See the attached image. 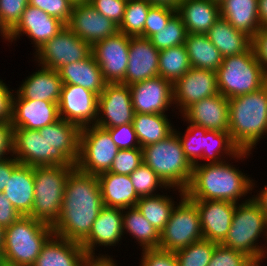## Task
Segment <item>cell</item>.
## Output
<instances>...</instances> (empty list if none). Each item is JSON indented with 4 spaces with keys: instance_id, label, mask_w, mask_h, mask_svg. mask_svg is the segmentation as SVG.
<instances>
[{
    "instance_id": "cell-1",
    "label": "cell",
    "mask_w": 267,
    "mask_h": 266,
    "mask_svg": "<svg viewBox=\"0 0 267 266\" xmlns=\"http://www.w3.org/2000/svg\"><path fill=\"white\" fill-rule=\"evenodd\" d=\"M103 207L98 177L75 168L66 180L60 215L51 226L54 234L81 244Z\"/></svg>"
},
{
    "instance_id": "cell-2",
    "label": "cell",
    "mask_w": 267,
    "mask_h": 266,
    "mask_svg": "<svg viewBox=\"0 0 267 266\" xmlns=\"http://www.w3.org/2000/svg\"><path fill=\"white\" fill-rule=\"evenodd\" d=\"M234 166L236 165L226 160L221 163L193 165L185 196L190 200L239 203L240 198L246 197L254 189L255 182Z\"/></svg>"
},
{
    "instance_id": "cell-3",
    "label": "cell",
    "mask_w": 267,
    "mask_h": 266,
    "mask_svg": "<svg viewBox=\"0 0 267 266\" xmlns=\"http://www.w3.org/2000/svg\"><path fill=\"white\" fill-rule=\"evenodd\" d=\"M229 135L244 151H251L267 135V84L255 92L228 99Z\"/></svg>"
},
{
    "instance_id": "cell-4",
    "label": "cell",
    "mask_w": 267,
    "mask_h": 266,
    "mask_svg": "<svg viewBox=\"0 0 267 266\" xmlns=\"http://www.w3.org/2000/svg\"><path fill=\"white\" fill-rule=\"evenodd\" d=\"M143 162L164 184L185 191L192 177L193 165L185 157L178 135L173 132L164 140L142 147Z\"/></svg>"
},
{
    "instance_id": "cell-5",
    "label": "cell",
    "mask_w": 267,
    "mask_h": 266,
    "mask_svg": "<svg viewBox=\"0 0 267 266\" xmlns=\"http://www.w3.org/2000/svg\"><path fill=\"white\" fill-rule=\"evenodd\" d=\"M216 76L219 93L228 99L255 92L267 84L252 46L242 54L224 57Z\"/></svg>"
},
{
    "instance_id": "cell-6",
    "label": "cell",
    "mask_w": 267,
    "mask_h": 266,
    "mask_svg": "<svg viewBox=\"0 0 267 266\" xmlns=\"http://www.w3.org/2000/svg\"><path fill=\"white\" fill-rule=\"evenodd\" d=\"M54 234L51 225L31 216H21L5 228V260L22 266H33L46 241Z\"/></svg>"
},
{
    "instance_id": "cell-7",
    "label": "cell",
    "mask_w": 267,
    "mask_h": 266,
    "mask_svg": "<svg viewBox=\"0 0 267 266\" xmlns=\"http://www.w3.org/2000/svg\"><path fill=\"white\" fill-rule=\"evenodd\" d=\"M76 166H35L34 202L28 216L53 225L58 219L68 176Z\"/></svg>"
},
{
    "instance_id": "cell-8",
    "label": "cell",
    "mask_w": 267,
    "mask_h": 266,
    "mask_svg": "<svg viewBox=\"0 0 267 266\" xmlns=\"http://www.w3.org/2000/svg\"><path fill=\"white\" fill-rule=\"evenodd\" d=\"M262 235L267 243V219L251 197L236 204L230 230L221 245L247 256L259 255L267 252L266 246L258 245Z\"/></svg>"
},
{
    "instance_id": "cell-9",
    "label": "cell",
    "mask_w": 267,
    "mask_h": 266,
    "mask_svg": "<svg viewBox=\"0 0 267 266\" xmlns=\"http://www.w3.org/2000/svg\"><path fill=\"white\" fill-rule=\"evenodd\" d=\"M179 203L160 233L159 249L176 252L203 239L197 206L178 189Z\"/></svg>"
},
{
    "instance_id": "cell-10",
    "label": "cell",
    "mask_w": 267,
    "mask_h": 266,
    "mask_svg": "<svg viewBox=\"0 0 267 266\" xmlns=\"http://www.w3.org/2000/svg\"><path fill=\"white\" fill-rule=\"evenodd\" d=\"M13 156L28 166H76L59 149L50 145L45 127L38 130L13 128Z\"/></svg>"
},
{
    "instance_id": "cell-11",
    "label": "cell",
    "mask_w": 267,
    "mask_h": 266,
    "mask_svg": "<svg viewBox=\"0 0 267 266\" xmlns=\"http://www.w3.org/2000/svg\"><path fill=\"white\" fill-rule=\"evenodd\" d=\"M110 133L96 125L81 128L80 153L76 168L98 176L108 172L118 152Z\"/></svg>"
},
{
    "instance_id": "cell-12",
    "label": "cell",
    "mask_w": 267,
    "mask_h": 266,
    "mask_svg": "<svg viewBox=\"0 0 267 266\" xmlns=\"http://www.w3.org/2000/svg\"><path fill=\"white\" fill-rule=\"evenodd\" d=\"M38 67L59 70L62 66L81 61L91 53V45L76 36L67 26L36 50Z\"/></svg>"
},
{
    "instance_id": "cell-13",
    "label": "cell",
    "mask_w": 267,
    "mask_h": 266,
    "mask_svg": "<svg viewBox=\"0 0 267 266\" xmlns=\"http://www.w3.org/2000/svg\"><path fill=\"white\" fill-rule=\"evenodd\" d=\"M130 37L122 32L97 41L91 46L92 55L107 83H121L129 60Z\"/></svg>"
},
{
    "instance_id": "cell-14",
    "label": "cell",
    "mask_w": 267,
    "mask_h": 266,
    "mask_svg": "<svg viewBox=\"0 0 267 266\" xmlns=\"http://www.w3.org/2000/svg\"><path fill=\"white\" fill-rule=\"evenodd\" d=\"M98 97L95 92L82 86L63 84L58 103L60 118L80 128L95 125Z\"/></svg>"
},
{
    "instance_id": "cell-15",
    "label": "cell",
    "mask_w": 267,
    "mask_h": 266,
    "mask_svg": "<svg viewBox=\"0 0 267 266\" xmlns=\"http://www.w3.org/2000/svg\"><path fill=\"white\" fill-rule=\"evenodd\" d=\"M134 109L128 85L107 83L98 97L96 126L107 129L132 123Z\"/></svg>"
},
{
    "instance_id": "cell-16",
    "label": "cell",
    "mask_w": 267,
    "mask_h": 266,
    "mask_svg": "<svg viewBox=\"0 0 267 266\" xmlns=\"http://www.w3.org/2000/svg\"><path fill=\"white\" fill-rule=\"evenodd\" d=\"M123 209L104 206L93 223L89 236L81 243L86 255L91 260H112L108 254L95 255L99 246H115L122 240Z\"/></svg>"
},
{
    "instance_id": "cell-17",
    "label": "cell",
    "mask_w": 267,
    "mask_h": 266,
    "mask_svg": "<svg viewBox=\"0 0 267 266\" xmlns=\"http://www.w3.org/2000/svg\"><path fill=\"white\" fill-rule=\"evenodd\" d=\"M135 113L164 114L173 105V83L156 76L129 86Z\"/></svg>"
},
{
    "instance_id": "cell-18",
    "label": "cell",
    "mask_w": 267,
    "mask_h": 266,
    "mask_svg": "<svg viewBox=\"0 0 267 266\" xmlns=\"http://www.w3.org/2000/svg\"><path fill=\"white\" fill-rule=\"evenodd\" d=\"M219 94L216 72L191 68L173 83L174 108L182 114L193 103Z\"/></svg>"
},
{
    "instance_id": "cell-19",
    "label": "cell",
    "mask_w": 267,
    "mask_h": 266,
    "mask_svg": "<svg viewBox=\"0 0 267 266\" xmlns=\"http://www.w3.org/2000/svg\"><path fill=\"white\" fill-rule=\"evenodd\" d=\"M66 26L91 46L119 31L118 25L99 13L89 3L74 4Z\"/></svg>"
},
{
    "instance_id": "cell-20",
    "label": "cell",
    "mask_w": 267,
    "mask_h": 266,
    "mask_svg": "<svg viewBox=\"0 0 267 266\" xmlns=\"http://www.w3.org/2000/svg\"><path fill=\"white\" fill-rule=\"evenodd\" d=\"M65 26L66 24L58 18L28 4L22 13L21 19L11 30L12 42L26 34L31 39V43L33 42L35 50H37Z\"/></svg>"
},
{
    "instance_id": "cell-21",
    "label": "cell",
    "mask_w": 267,
    "mask_h": 266,
    "mask_svg": "<svg viewBox=\"0 0 267 266\" xmlns=\"http://www.w3.org/2000/svg\"><path fill=\"white\" fill-rule=\"evenodd\" d=\"M199 211L203 239L221 244L230 230L237 203L217 200H191Z\"/></svg>"
},
{
    "instance_id": "cell-22",
    "label": "cell",
    "mask_w": 267,
    "mask_h": 266,
    "mask_svg": "<svg viewBox=\"0 0 267 266\" xmlns=\"http://www.w3.org/2000/svg\"><path fill=\"white\" fill-rule=\"evenodd\" d=\"M159 52L149 38L130 37L128 66L121 83L130 86L158 76Z\"/></svg>"
},
{
    "instance_id": "cell-23",
    "label": "cell",
    "mask_w": 267,
    "mask_h": 266,
    "mask_svg": "<svg viewBox=\"0 0 267 266\" xmlns=\"http://www.w3.org/2000/svg\"><path fill=\"white\" fill-rule=\"evenodd\" d=\"M59 119L58 103L23 99L14 92L11 120L13 128L38 130Z\"/></svg>"
},
{
    "instance_id": "cell-24",
    "label": "cell",
    "mask_w": 267,
    "mask_h": 266,
    "mask_svg": "<svg viewBox=\"0 0 267 266\" xmlns=\"http://www.w3.org/2000/svg\"><path fill=\"white\" fill-rule=\"evenodd\" d=\"M180 116L189 123L204 127L207 130L228 132V98L220 93L204 98L193 103Z\"/></svg>"
},
{
    "instance_id": "cell-25",
    "label": "cell",
    "mask_w": 267,
    "mask_h": 266,
    "mask_svg": "<svg viewBox=\"0 0 267 266\" xmlns=\"http://www.w3.org/2000/svg\"><path fill=\"white\" fill-rule=\"evenodd\" d=\"M90 261L80 243L53 234L33 266H86Z\"/></svg>"
},
{
    "instance_id": "cell-26",
    "label": "cell",
    "mask_w": 267,
    "mask_h": 266,
    "mask_svg": "<svg viewBox=\"0 0 267 266\" xmlns=\"http://www.w3.org/2000/svg\"><path fill=\"white\" fill-rule=\"evenodd\" d=\"M62 85L57 70L41 66L39 70L26 77L15 93L23 99L59 103Z\"/></svg>"
},
{
    "instance_id": "cell-27",
    "label": "cell",
    "mask_w": 267,
    "mask_h": 266,
    "mask_svg": "<svg viewBox=\"0 0 267 266\" xmlns=\"http://www.w3.org/2000/svg\"><path fill=\"white\" fill-rule=\"evenodd\" d=\"M103 205L113 208L136 207L140 197L135 192L129 175L104 172L98 176Z\"/></svg>"
},
{
    "instance_id": "cell-28",
    "label": "cell",
    "mask_w": 267,
    "mask_h": 266,
    "mask_svg": "<svg viewBox=\"0 0 267 266\" xmlns=\"http://www.w3.org/2000/svg\"><path fill=\"white\" fill-rule=\"evenodd\" d=\"M176 11L191 34H206L220 17L219 4L212 0H182Z\"/></svg>"
},
{
    "instance_id": "cell-29",
    "label": "cell",
    "mask_w": 267,
    "mask_h": 266,
    "mask_svg": "<svg viewBox=\"0 0 267 266\" xmlns=\"http://www.w3.org/2000/svg\"><path fill=\"white\" fill-rule=\"evenodd\" d=\"M21 216H28L34 202V167L20 164L11 174L3 190Z\"/></svg>"
},
{
    "instance_id": "cell-30",
    "label": "cell",
    "mask_w": 267,
    "mask_h": 266,
    "mask_svg": "<svg viewBox=\"0 0 267 266\" xmlns=\"http://www.w3.org/2000/svg\"><path fill=\"white\" fill-rule=\"evenodd\" d=\"M58 72L63 84L79 85L97 95L107 84L92 53L81 61L62 66Z\"/></svg>"
},
{
    "instance_id": "cell-31",
    "label": "cell",
    "mask_w": 267,
    "mask_h": 266,
    "mask_svg": "<svg viewBox=\"0 0 267 266\" xmlns=\"http://www.w3.org/2000/svg\"><path fill=\"white\" fill-rule=\"evenodd\" d=\"M209 40L223 57L239 55L252 46V38L245 32L235 29L221 16L206 33Z\"/></svg>"
},
{
    "instance_id": "cell-32",
    "label": "cell",
    "mask_w": 267,
    "mask_h": 266,
    "mask_svg": "<svg viewBox=\"0 0 267 266\" xmlns=\"http://www.w3.org/2000/svg\"><path fill=\"white\" fill-rule=\"evenodd\" d=\"M219 10L222 18L251 38L261 29L258 0H224L219 4Z\"/></svg>"
},
{
    "instance_id": "cell-33",
    "label": "cell",
    "mask_w": 267,
    "mask_h": 266,
    "mask_svg": "<svg viewBox=\"0 0 267 266\" xmlns=\"http://www.w3.org/2000/svg\"><path fill=\"white\" fill-rule=\"evenodd\" d=\"M80 134L79 126L61 118L45 126V137L50 145L59 149L75 165L80 153Z\"/></svg>"
},
{
    "instance_id": "cell-34",
    "label": "cell",
    "mask_w": 267,
    "mask_h": 266,
    "mask_svg": "<svg viewBox=\"0 0 267 266\" xmlns=\"http://www.w3.org/2000/svg\"><path fill=\"white\" fill-rule=\"evenodd\" d=\"M164 114L135 113L133 126L140 148L157 143L174 132V125Z\"/></svg>"
},
{
    "instance_id": "cell-35",
    "label": "cell",
    "mask_w": 267,
    "mask_h": 266,
    "mask_svg": "<svg viewBox=\"0 0 267 266\" xmlns=\"http://www.w3.org/2000/svg\"><path fill=\"white\" fill-rule=\"evenodd\" d=\"M185 46L192 68L216 72L221 66L224 57L206 34L188 33Z\"/></svg>"
},
{
    "instance_id": "cell-36",
    "label": "cell",
    "mask_w": 267,
    "mask_h": 266,
    "mask_svg": "<svg viewBox=\"0 0 267 266\" xmlns=\"http://www.w3.org/2000/svg\"><path fill=\"white\" fill-rule=\"evenodd\" d=\"M128 232L142 250L159 248L160 233L136 207L123 209V233Z\"/></svg>"
},
{
    "instance_id": "cell-37",
    "label": "cell",
    "mask_w": 267,
    "mask_h": 266,
    "mask_svg": "<svg viewBox=\"0 0 267 266\" xmlns=\"http://www.w3.org/2000/svg\"><path fill=\"white\" fill-rule=\"evenodd\" d=\"M252 151L240 150L231 140L229 132L211 131L206 132V149L203 151V159L207 162L199 164H213L225 161L226 156L233 160H244ZM223 155V156H222ZM224 155H226L224 157Z\"/></svg>"
},
{
    "instance_id": "cell-38",
    "label": "cell",
    "mask_w": 267,
    "mask_h": 266,
    "mask_svg": "<svg viewBox=\"0 0 267 266\" xmlns=\"http://www.w3.org/2000/svg\"><path fill=\"white\" fill-rule=\"evenodd\" d=\"M176 203L171 196L157 193L154 196L140 197L136 208L161 233L169 221L171 212L177 205Z\"/></svg>"
},
{
    "instance_id": "cell-39",
    "label": "cell",
    "mask_w": 267,
    "mask_h": 266,
    "mask_svg": "<svg viewBox=\"0 0 267 266\" xmlns=\"http://www.w3.org/2000/svg\"><path fill=\"white\" fill-rule=\"evenodd\" d=\"M191 68L185 44L159 52L158 76L174 83Z\"/></svg>"
},
{
    "instance_id": "cell-40",
    "label": "cell",
    "mask_w": 267,
    "mask_h": 266,
    "mask_svg": "<svg viewBox=\"0 0 267 266\" xmlns=\"http://www.w3.org/2000/svg\"><path fill=\"white\" fill-rule=\"evenodd\" d=\"M151 4L146 0H127L119 32L129 37H144V25Z\"/></svg>"
},
{
    "instance_id": "cell-41",
    "label": "cell",
    "mask_w": 267,
    "mask_h": 266,
    "mask_svg": "<svg viewBox=\"0 0 267 266\" xmlns=\"http://www.w3.org/2000/svg\"><path fill=\"white\" fill-rule=\"evenodd\" d=\"M184 133H180L177 129L174 132L178 135L182 145L185 157L190 161L192 165L199 164L200 159L203 160V151L206 149V132L208 131L204 127L189 123Z\"/></svg>"
},
{
    "instance_id": "cell-42",
    "label": "cell",
    "mask_w": 267,
    "mask_h": 266,
    "mask_svg": "<svg viewBox=\"0 0 267 266\" xmlns=\"http://www.w3.org/2000/svg\"><path fill=\"white\" fill-rule=\"evenodd\" d=\"M186 27L181 17L176 13L168 22L167 26L158 30L149 39L159 50L176 47L185 44L187 36Z\"/></svg>"
},
{
    "instance_id": "cell-43",
    "label": "cell",
    "mask_w": 267,
    "mask_h": 266,
    "mask_svg": "<svg viewBox=\"0 0 267 266\" xmlns=\"http://www.w3.org/2000/svg\"><path fill=\"white\" fill-rule=\"evenodd\" d=\"M218 244L202 239L175 252L178 266H207Z\"/></svg>"
},
{
    "instance_id": "cell-44",
    "label": "cell",
    "mask_w": 267,
    "mask_h": 266,
    "mask_svg": "<svg viewBox=\"0 0 267 266\" xmlns=\"http://www.w3.org/2000/svg\"><path fill=\"white\" fill-rule=\"evenodd\" d=\"M135 192L139 197L157 195V189H169L158 175L144 162L130 175ZM156 192V193H155Z\"/></svg>"
},
{
    "instance_id": "cell-45",
    "label": "cell",
    "mask_w": 267,
    "mask_h": 266,
    "mask_svg": "<svg viewBox=\"0 0 267 266\" xmlns=\"http://www.w3.org/2000/svg\"><path fill=\"white\" fill-rule=\"evenodd\" d=\"M142 163V148L119 149L109 172L130 175Z\"/></svg>"
},
{
    "instance_id": "cell-46",
    "label": "cell",
    "mask_w": 267,
    "mask_h": 266,
    "mask_svg": "<svg viewBox=\"0 0 267 266\" xmlns=\"http://www.w3.org/2000/svg\"><path fill=\"white\" fill-rule=\"evenodd\" d=\"M176 13V9L168 6L151 5L144 25V38H150L158 33V30L166 27Z\"/></svg>"
},
{
    "instance_id": "cell-47",
    "label": "cell",
    "mask_w": 267,
    "mask_h": 266,
    "mask_svg": "<svg viewBox=\"0 0 267 266\" xmlns=\"http://www.w3.org/2000/svg\"><path fill=\"white\" fill-rule=\"evenodd\" d=\"M29 5L45 11L48 15L53 16L68 23L74 3L71 0H28Z\"/></svg>"
},
{
    "instance_id": "cell-48",
    "label": "cell",
    "mask_w": 267,
    "mask_h": 266,
    "mask_svg": "<svg viewBox=\"0 0 267 266\" xmlns=\"http://www.w3.org/2000/svg\"><path fill=\"white\" fill-rule=\"evenodd\" d=\"M88 3L119 26L124 17L127 0H89Z\"/></svg>"
},
{
    "instance_id": "cell-49",
    "label": "cell",
    "mask_w": 267,
    "mask_h": 266,
    "mask_svg": "<svg viewBox=\"0 0 267 266\" xmlns=\"http://www.w3.org/2000/svg\"><path fill=\"white\" fill-rule=\"evenodd\" d=\"M246 257L247 255L240 251L218 244L207 266H243Z\"/></svg>"
},
{
    "instance_id": "cell-50",
    "label": "cell",
    "mask_w": 267,
    "mask_h": 266,
    "mask_svg": "<svg viewBox=\"0 0 267 266\" xmlns=\"http://www.w3.org/2000/svg\"><path fill=\"white\" fill-rule=\"evenodd\" d=\"M106 130L110 133L118 149L140 148L133 123L107 128Z\"/></svg>"
},
{
    "instance_id": "cell-51",
    "label": "cell",
    "mask_w": 267,
    "mask_h": 266,
    "mask_svg": "<svg viewBox=\"0 0 267 266\" xmlns=\"http://www.w3.org/2000/svg\"><path fill=\"white\" fill-rule=\"evenodd\" d=\"M28 4V0H0V14L10 30L17 25Z\"/></svg>"
},
{
    "instance_id": "cell-52",
    "label": "cell",
    "mask_w": 267,
    "mask_h": 266,
    "mask_svg": "<svg viewBox=\"0 0 267 266\" xmlns=\"http://www.w3.org/2000/svg\"><path fill=\"white\" fill-rule=\"evenodd\" d=\"M139 266H178L175 252L159 248L143 249Z\"/></svg>"
},
{
    "instance_id": "cell-53",
    "label": "cell",
    "mask_w": 267,
    "mask_h": 266,
    "mask_svg": "<svg viewBox=\"0 0 267 266\" xmlns=\"http://www.w3.org/2000/svg\"><path fill=\"white\" fill-rule=\"evenodd\" d=\"M14 90L0 79V122H9L12 120Z\"/></svg>"
},
{
    "instance_id": "cell-54",
    "label": "cell",
    "mask_w": 267,
    "mask_h": 266,
    "mask_svg": "<svg viewBox=\"0 0 267 266\" xmlns=\"http://www.w3.org/2000/svg\"><path fill=\"white\" fill-rule=\"evenodd\" d=\"M252 47L256 59L263 67V70L267 76V28H261L252 37Z\"/></svg>"
},
{
    "instance_id": "cell-55",
    "label": "cell",
    "mask_w": 267,
    "mask_h": 266,
    "mask_svg": "<svg viewBox=\"0 0 267 266\" xmlns=\"http://www.w3.org/2000/svg\"><path fill=\"white\" fill-rule=\"evenodd\" d=\"M13 155V126L9 122H0V160Z\"/></svg>"
},
{
    "instance_id": "cell-56",
    "label": "cell",
    "mask_w": 267,
    "mask_h": 266,
    "mask_svg": "<svg viewBox=\"0 0 267 266\" xmlns=\"http://www.w3.org/2000/svg\"><path fill=\"white\" fill-rule=\"evenodd\" d=\"M21 215L17 212L3 192H0V225L4 228L12 225Z\"/></svg>"
},
{
    "instance_id": "cell-57",
    "label": "cell",
    "mask_w": 267,
    "mask_h": 266,
    "mask_svg": "<svg viewBox=\"0 0 267 266\" xmlns=\"http://www.w3.org/2000/svg\"><path fill=\"white\" fill-rule=\"evenodd\" d=\"M19 165L20 163L15 159L13 155H8V158L0 160V192H3L8 180H10L12 172Z\"/></svg>"
},
{
    "instance_id": "cell-58",
    "label": "cell",
    "mask_w": 267,
    "mask_h": 266,
    "mask_svg": "<svg viewBox=\"0 0 267 266\" xmlns=\"http://www.w3.org/2000/svg\"><path fill=\"white\" fill-rule=\"evenodd\" d=\"M257 195H252V199L260 206L267 219V185L261 188Z\"/></svg>"
},
{
    "instance_id": "cell-59",
    "label": "cell",
    "mask_w": 267,
    "mask_h": 266,
    "mask_svg": "<svg viewBox=\"0 0 267 266\" xmlns=\"http://www.w3.org/2000/svg\"><path fill=\"white\" fill-rule=\"evenodd\" d=\"M258 17L261 28H267V0H258Z\"/></svg>"
},
{
    "instance_id": "cell-60",
    "label": "cell",
    "mask_w": 267,
    "mask_h": 266,
    "mask_svg": "<svg viewBox=\"0 0 267 266\" xmlns=\"http://www.w3.org/2000/svg\"><path fill=\"white\" fill-rule=\"evenodd\" d=\"M267 258V252L254 255V256H247L243 262V266H261L260 262L263 263L262 260Z\"/></svg>"
},
{
    "instance_id": "cell-61",
    "label": "cell",
    "mask_w": 267,
    "mask_h": 266,
    "mask_svg": "<svg viewBox=\"0 0 267 266\" xmlns=\"http://www.w3.org/2000/svg\"><path fill=\"white\" fill-rule=\"evenodd\" d=\"M151 5H162L177 9L182 0H146Z\"/></svg>"
},
{
    "instance_id": "cell-62",
    "label": "cell",
    "mask_w": 267,
    "mask_h": 266,
    "mask_svg": "<svg viewBox=\"0 0 267 266\" xmlns=\"http://www.w3.org/2000/svg\"><path fill=\"white\" fill-rule=\"evenodd\" d=\"M0 36L5 39V41L12 42L11 30L7 27V25L2 20L0 14Z\"/></svg>"
},
{
    "instance_id": "cell-63",
    "label": "cell",
    "mask_w": 267,
    "mask_h": 266,
    "mask_svg": "<svg viewBox=\"0 0 267 266\" xmlns=\"http://www.w3.org/2000/svg\"><path fill=\"white\" fill-rule=\"evenodd\" d=\"M86 266H117L115 259L112 260H91Z\"/></svg>"
},
{
    "instance_id": "cell-64",
    "label": "cell",
    "mask_w": 267,
    "mask_h": 266,
    "mask_svg": "<svg viewBox=\"0 0 267 266\" xmlns=\"http://www.w3.org/2000/svg\"><path fill=\"white\" fill-rule=\"evenodd\" d=\"M5 228L0 225V244H4Z\"/></svg>"
},
{
    "instance_id": "cell-65",
    "label": "cell",
    "mask_w": 267,
    "mask_h": 266,
    "mask_svg": "<svg viewBox=\"0 0 267 266\" xmlns=\"http://www.w3.org/2000/svg\"><path fill=\"white\" fill-rule=\"evenodd\" d=\"M4 244H0V263L5 261V254H4Z\"/></svg>"
},
{
    "instance_id": "cell-66",
    "label": "cell",
    "mask_w": 267,
    "mask_h": 266,
    "mask_svg": "<svg viewBox=\"0 0 267 266\" xmlns=\"http://www.w3.org/2000/svg\"><path fill=\"white\" fill-rule=\"evenodd\" d=\"M0 266H22V265H17L15 263H11V262L5 260L2 263H0Z\"/></svg>"
},
{
    "instance_id": "cell-67",
    "label": "cell",
    "mask_w": 267,
    "mask_h": 266,
    "mask_svg": "<svg viewBox=\"0 0 267 266\" xmlns=\"http://www.w3.org/2000/svg\"><path fill=\"white\" fill-rule=\"evenodd\" d=\"M74 4H78V3H88L89 0H71Z\"/></svg>"
},
{
    "instance_id": "cell-68",
    "label": "cell",
    "mask_w": 267,
    "mask_h": 266,
    "mask_svg": "<svg viewBox=\"0 0 267 266\" xmlns=\"http://www.w3.org/2000/svg\"><path fill=\"white\" fill-rule=\"evenodd\" d=\"M214 3L221 4L224 0H212Z\"/></svg>"
}]
</instances>
